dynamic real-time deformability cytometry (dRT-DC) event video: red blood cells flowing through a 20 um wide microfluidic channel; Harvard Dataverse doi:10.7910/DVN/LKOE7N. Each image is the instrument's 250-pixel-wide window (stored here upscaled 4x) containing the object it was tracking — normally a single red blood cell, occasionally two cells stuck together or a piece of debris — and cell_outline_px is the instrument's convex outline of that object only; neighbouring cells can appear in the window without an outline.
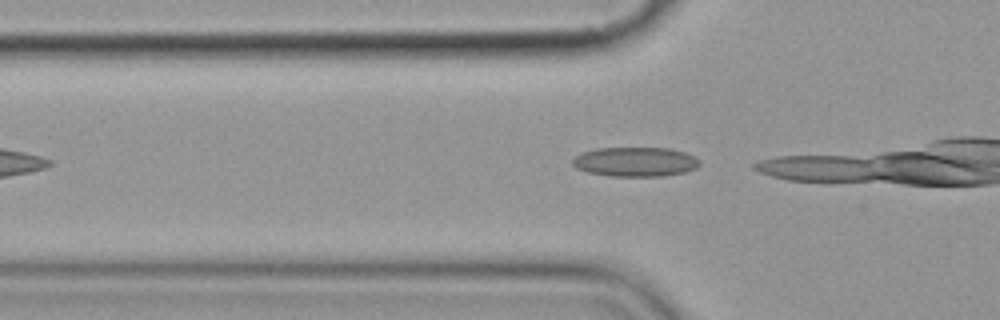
{"species": "common noctule bat (a hibernating species)", "species_latin": "Nyctalus noctula", "temperature_condition": "cold", "stored_images_in_passage": 4, "camera_frame_rate_fps": 3000, "um_per_image_px": 0.085, "animal": {"sex": "female", "body_mass_g": 19.9}, "frame": {"image": 1, "passage_image": 4, "time_ms": 3.667, "image_size_px": [1000, 320], "cell_outline_px": [[700, 164], [696, 168], [684, 172], [664, 176], [612, 176], [588, 172], [576, 168], [572, 164], [572, 160], [580, 152], [596, 148], [668, 148], [684, 152], [700, 160]], "centroid_in_image_um": [53.98, 13.75], "position_along_channel_um": 71.8, "area_um2": 21.79}}